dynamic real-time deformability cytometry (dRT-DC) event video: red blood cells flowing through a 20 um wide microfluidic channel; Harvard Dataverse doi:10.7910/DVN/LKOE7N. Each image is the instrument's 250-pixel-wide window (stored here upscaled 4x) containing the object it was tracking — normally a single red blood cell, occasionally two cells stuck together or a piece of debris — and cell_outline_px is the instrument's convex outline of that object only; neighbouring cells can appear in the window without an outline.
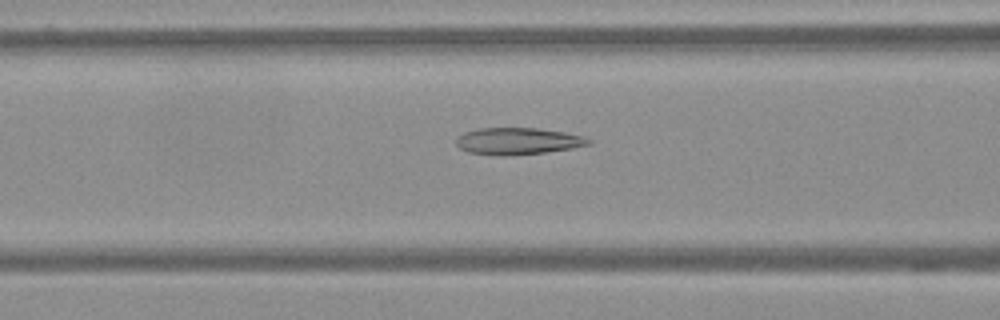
{"species": "Egyptian fruit bat (a non-hibernating species)", "species_latin": "Rousettus aegyptiacus", "temperature_condition": "warm", "stored_images_in_passage": 62, "camera_frame_rate_fps": 3000, "um_per_image_px": 0.085, "frame": {"image": 1, "passage_image": 26, "time_ms": 8.333, "image_size_px": [1000, 320], "cell_outline_px": [[592, 144], [572, 148], [544, 152], [504, 156], [496, 156], [468, 152], [460, 148], [456, 144], [456, 140], [464, 132], [480, 128], [536, 128], [564, 132], [580, 136], [592, 140]], "centroid_in_image_um": [44.0, 12.0], "position_along_channel_um": 122.6, "area_um2": 20.58}}
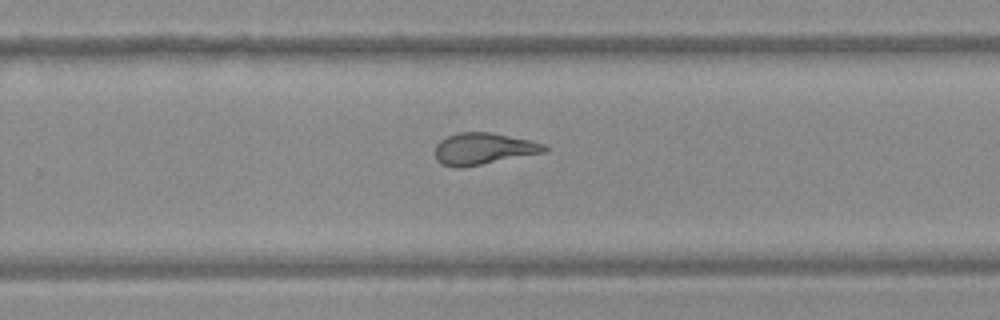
{"frame": {"image": 2, "passage_image": 41, "time_ms": 13.333, "image_size_px": [1000, 320], "cell_outline_px": [[548, 152], [460, 168], [444, 164], [436, 160], [436, 144], [440, 140], [448, 136], [460, 132], [492, 132], [528, 140], [544, 144], [548, 148]], "centroid_in_image_um": [41.11, 12.64], "position_along_channel_um": 288.7, "area_um2": 20.06}}
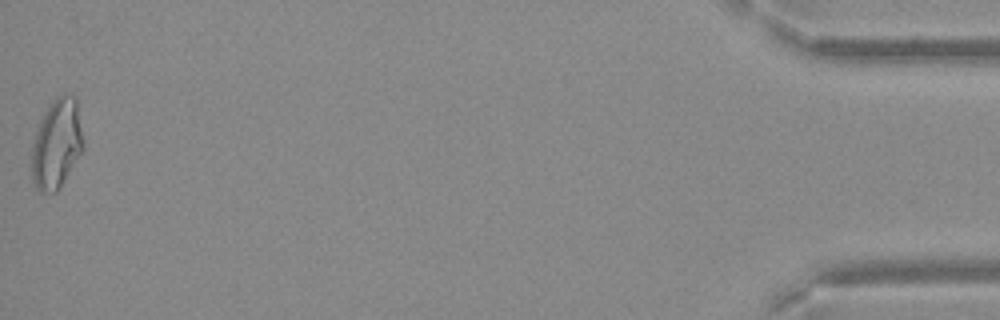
{"frame": {"image": 3, "passage_image": 62, "time_ms": 20.333, "image_size_px": [1000, 320], "cell_outline_px": [[84, 148], [60, 188], [56, 192], [40, 192], [36, 188], [32, 180], [32, 144], [40, 120], [48, 104], [56, 96], [64, 92], [76, 96], [84, 140]], "centroid_in_image_um": [4.83, 12.18], "position_along_channel_um": 430.4, "area_um2": 27.34}}